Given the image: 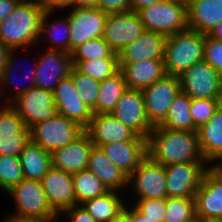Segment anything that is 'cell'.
<instances>
[{
  "label": "cell",
  "mask_w": 222,
  "mask_h": 222,
  "mask_svg": "<svg viewBox=\"0 0 222 222\" xmlns=\"http://www.w3.org/2000/svg\"><path fill=\"white\" fill-rule=\"evenodd\" d=\"M127 90L123 73L119 70L112 77L100 82L96 108L93 114H111Z\"/></svg>",
  "instance_id": "obj_29"
},
{
  "label": "cell",
  "mask_w": 222,
  "mask_h": 222,
  "mask_svg": "<svg viewBox=\"0 0 222 222\" xmlns=\"http://www.w3.org/2000/svg\"><path fill=\"white\" fill-rule=\"evenodd\" d=\"M93 146L89 135L85 132L77 140L51 153L52 167L69 174L87 169Z\"/></svg>",
  "instance_id": "obj_22"
},
{
  "label": "cell",
  "mask_w": 222,
  "mask_h": 222,
  "mask_svg": "<svg viewBox=\"0 0 222 222\" xmlns=\"http://www.w3.org/2000/svg\"><path fill=\"white\" fill-rule=\"evenodd\" d=\"M0 106V154L19 157L30 140V131L9 105Z\"/></svg>",
  "instance_id": "obj_17"
},
{
  "label": "cell",
  "mask_w": 222,
  "mask_h": 222,
  "mask_svg": "<svg viewBox=\"0 0 222 222\" xmlns=\"http://www.w3.org/2000/svg\"><path fill=\"white\" fill-rule=\"evenodd\" d=\"M144 26L137 12L108 14L102 38L110 48L119 54L127 45L144 32Z\"/></svg>",
  "instance_id": "obj_12"
},
{
  "label": "cell",
  "mask_w": 222,
  "mask_h": 222,
  "mask_svg": "<svg viewBox=\"0 0 222 222\" xmlns=\"http://www.w3.org/2000/svg\"><path fill=\"white\" fill-rule=\"evenodd\" d=\"M23 179L19 157L0 154V189L7 192Z\"/></svg>",
  "instance_id": "obj_38"
},
{
  "label": "cell",
  "mask_w": 222,
  "mask_h": 222,
  "mask_svg": "<svg viewBox=\"0 0 222 222\" xmlns=\"http://www.w3.org/2000/svg\"><path fill=\"white\" fill-rule=\"evenodd\" d=\"M72 62L73 66L79 72L88 75L98 82H102L107 78L112 77L120 70L118 59L84 60Z\"/></svg>",
  "instance_id": "obj_35"
},
{
  "label": "cell",
  "mask_w": 222,
  "mask_h": 222,
  "mask_svg": "<svg viewBox=\"0 0 222 222\" xmlns=\"http://www.w3.org/2000/svg\"><path fill=\"white\" fill-rule=\"evenodd\" d=\"M14 197L17 211L14 216L58 218L49 205L40 181L23 179L7 191Z\"/></svg>",
  "instance_id": "obj_9"
},
{
  "label": "cell",
  "mask_w": 222,
  "mask_h": 222,
  "mask_svg": "<svg viewBox=\"0 0 222 222\" xmlns=\"http://www.w3.org/2000/svg\"><path fill=\"white\" fill-rule=\"evenodd\" d=\"M210 168L222 179V160L219 159V164L215 163V165H209Z\"/></svg>",
  "instance_id": "obj_54"
},
{
  "label": "cell",
  "mask_w": 222,
  "mask_h": 222,
  "mask_svg": "<svg viewBox=\"0 0 222 222\" xmlns=\"http://www.w3.org/2000/svg\"><path fill=\"white\" fill-rule=\"evenodd\" d=\"M204 61L210 64L222 76V41L205 35Z\"/></svg>",
  "instance_id": "obj_42"
},
{
  "label": "cell",
  "mask_w": 222,
  "mask_h": 222,
  "mask_svg": "<svg viewBox=\"0 0 222 222\" xmlns=\"http://www.w3.org/2000/svg\"><path fill=\"white\" fill-rule=\"evenodd\" d=\"M109 222H129L128 208H126V206H125L123 212H121L117 217L113 218Z\"/></svg>",
  "instance_id": "obj_53"
},
{
  "label": "cell",
  "mask_w": 222,
  "mask_h": 222,
  "mask_svg": "<svg viewBox=\"0 0 222 222\" xmlns=\"http://www.w3.org/2000/svg\"><path fill=\"white\" fill-rule=\"evenodd\" d=\"M194 200L199 222L222 221V179L211 168L205 172Z\"/></svg>",
  "instance_id": "obj_14"
},
{
  "label": "cell",
  "mask_w": 222,
  "mask_h": 222,
  "mask_svg": "<svg viewBox=\"0 0 222 222\" xmlns=\"http://www.w3.org/2000/svg\"><path fill=\"white\" fill-rule=\"evenodd\" d=\"M40 182L49 205L58 216L77 205L72 174L51 167Z\"/></svg>",
  "instance_id": "obj_18"
},
{
  "label": "cell",
  "mask_w": 222,
  "mask_h": 222,
  "mask_svg": "<svg viewBox=\"0 0 222 222\" xmlns=\"http://www.w3.org/2000/svg\"><path fill=\"white\" fill-rule=\"evenodd\" d=\"M215 40L222 41V22L218 24L209 34Z\"/></svg>",
  "instance_id": "obj_52"
},
{
  "label": "cell",
  "mask_w": 222,
  "mask_h": 222,
  "mask_svg": "<svg viewBox=\"0 0 222 222\" xmlns=\"http://www.w3.org/2000/svg\"><path fill=\"white\" fill-rule=\"evenodd\" d=\"M58 218H33V217H21V216H11L5 217L3 222H54Z\"/></svg>",
  "instance_id": "obj_47"
},
{
  "label": "cell",
  "mask_w": 222,
  "mask_h": 222,
  "mask_svg": "<svg viewBox=\"0 0 222 222\" xmlns=\"http://www.w3.org/2000/svg\"><path fill=\"white\" fill-rule=\"evenodd\" d=\"M71 57L72 61L118 59V54L100 37L79 45L72 51Z\"/></svg>",
  "instance_id": "obj_36"
},
{
  "label": "cell",
  "mask_w": 222,
  "mask_h": 222,
  "mask_svg": "<svg viewBox=\"0 0 222 222\" xmlns=\"http://www.w3.org/2000/svg\"><path fill=\"white\" fill-rule=\"evenodd\" d=\"M9 105L17 112L28 129L58 114L53 92L37 87L30 88L17 96Z\"/></svg>",
  "instance_id": "obj_7"
},
{
  "label": "cell",
  "mask_w": 222,
  "mask_h": 222,
  "mask_svg": "<svg viewBox=\"0 0 222 222\" xmlns=\"http://www.w3.org/2000/svg\"><path fill=\"white\" fill-rule=\"evenodd\" d=\"M147 153L154 161L164 166L206 162L199 147L197 131L154 126L147 139Z\"/></svg>",
  "instance_id": "obj_1"
},
{
  "label": "cell",
  "mask_w": 222,
  "mask_h": 222,
  "mask_svg": "<svg viewBox=\"0 0 222 222\" xmlns=\"http://www.w3.org/2000/svg\"><path fill=\"white\" fill-rule=\"evenodd\" d=\"M98 8L106 14L121 13L131 10L129 0H98Z\"/></svg>",
  "instance_id": "obj_43"
},
{
  "label": "cell",
  "mask_w": 222,
  "mask_h": 222,
  "mask_svg": "<svg viewBox=\"0 0 222 222\" xmlns=\"http://www.w3.org/2000/svg\"><path fill=\"white\" fill-rule=\"evenodd\" d=\"M180 92L179 77L167 74L142 90L146 115L153 126H158L164 121L170 105Z\"/></svg>",
  "instance_id": "obj_8"
},
{
  "label": "cell",
  "mask_w": 222,
  "mask_h": 222,
  "mask_svg": "<svg viewBox=\"0 0 222 222\" xmlns=\"http://www.w3.org/2000/svg\"><path fill=\"white\" fill-rule=\"evenodd\" d=\"M201 153L207 163L222 159V104L212 118L197 130Z\"/></svg>",
  "instance_id": "obj_27"
},
{
  "label": "cell",
  "mask_w": 222,
  "mask_h": 222,
  "mask_svg": "<svg viewBox=\"0 0 222 222\" xmlns=\"http://www.w3.org/2000/svg\"><path fill=\"white\" fill-rule=\"evenodd\" d=\"M10 48L0 41V77L5 68Z\"/></svg>",
  "instance_id": "obj_50"
},
{
  "label": "cell",
  "mask_w": 222,
  "mask_h": 222,
  "mask_svg": "<svg viewBox=\"0 0 222 222\" xmlns=\"http://www.w3.org/2000/svg\"><path fill=\"white\" fill-rule=\"evenodd\" d=\"M164 222H199L194 198H166Z\"/></svg>",
  "instance_id": "obj_34"
},
{
  "label": "cell",
  "mask_w": 222,
  "mask_h": 222,
  "mask_svg": "<svg viewBox=\"0 0 222 222\" xmlns=\"http://www.w3.org/2000/svg\"><path fill=\"white\" fill-rule=\"evenodd\" d=\"M70 77L83 103L93 111L97 104L100 82L79 72L74 66L71 70Z\"/></svg>",
  "instance_id": "obj_37"
},
{
  "label": "cell",
  "mask_w": 222,
  "mask_h": 222,
  "mask_svg": "<svg viewBox=\"0 0 222 222\" xmlns=\"http://www.w3.org/2000/svg\"><path fill=\"white\" fill-rule=\"evenodd\" d=\"M207 162L178 163L165 166L168 197L194 198L205 172Z\"/></svg>",
  "instance_id": "obj_10"
},
{
  "label": "cell",
  "mask_w": 222,
  "mask_h": 222,
  "mask_svg": "<svg viewBox=\"0 0 222 222\" xmlns=\"http://www.w3.org/2000/svg\"><path fill=\"white\" fill-rule=\"evenodd\" d=\"M130 208V209H129ZM128 208L129 222H155L144 215H141L134 207Z\"/></svg>",
  "instance_id": "obj_49"
},
{
  "label": "cell",
  "mask_w": 222,
  "mask_h": 222,
  "mask_svg": "<svg viewBox=\"0 0 222 222\" xmlns=\"http://www.w3.org/2000/svg\"><path fill=\"white\" fill-rule=\"evenodd\" d=\"M87 168L98 177L109 190L118 191L128 186V176L105 155L100 147H92Z\"/></svg>",
  "instance_id": "obj_26"
},
{
  "label": "cell",
  "mask_w": 222,
  "mask_h": 222,
  "mask_svg": "<svg viewBox=\"0 0 222 222\" xmlns=\"http://www.w3.org/2000/svg\"><path fill=\"white\" fill-rule=\"evenodd\" d=\"M222 104V99H191V117L194 131L206 124Z\"/></svg>",
  "instance_id": "obj_39"
},
{
  "label": "cell",
  "mask_w": 222,
  "mask_h": 222,
  "mask_svg": "<svg viewBox=\"0 0 222 222\" xmlns=\"http://www.w3.org/2000/svg\"><path fill=\"white\" fill-rule=\"evenodd\" d=\"M21 0H0V22L7 18Z\"/></svg>",
  "instance_id": "obj_45"
},
{
  "label": "cell",
  "mask_w": 222,
  "mask_h": 222,
  "mask_svg": "<svg viewBox=\"0 0 222 222\" xmlns=\"http://www.w3.org/2000/svg\"><path fill=\"white\" fill-rule=\"evenodd\" d=\"M24 179L41 181L52 167L51 153L31 140L24 146L19 155Z\"/></svg>",
  "instance_id": "obj_28"
},
{
  "label": "cell",
  "mask_w": 222,
  "mask_h": 222,
  "mask_svg": "<svg viewBox=\"0 0 222 222\" xmlns=\"http://www.w3.org/2000/svg\"><path fill=\"white\" fill-rule=\"evenodd\" d=\"M108 14L98 7L71 9L68 14L70 54L79 45L102 37Z\"/></svg>",
  "instance_id": "obj_13"
},
{
  "label": "cell",
  "mask_w": 222,
  "mask_h": 222,
  "mask_svg": "<svg viewBox=\"0 0 222 222\" xmlns=\"http://www.w3.org/2000/svg\"><path fill=\"white\" fill-rule=\"evenodd\" d=\"M62 213L66 214L70 222H97L82 205L73 206Z\"/></svg>",
  "instance_id": "obj_44"
},
{
  "label": "cell",
  "mask_w": 222,
  "mask_h": 222,
  "mask_svg": "<svg viewBox=\"0 0 222 222\" xmlns=\"http://www.w3.org/2000/svg\"><path fill=\"white\" fill-rule=\"evenodd\" d=\"M204 43L205 34L190 29L167 36L163 59L166 74L180 76L203 61Z\"/></svg>",
  "instance_id": "obj_3"
},
{
  "label": "cell",
  "mask_w": 222,
  "mask_h": 222,
  "mask_svg": "<svg viewBox=\"0 0 222 222\" xmlns=\"http://www.w3.org/2000/svg\"><path fill=\"white\" fill-rule=\"evenodd\" d=\"M41 3L47 10H61L69 6L73 7V0H42Z\"/></svg>",
  "instance_id": "obj_46"
},
{
  "label": "cell",
  "mask_w": 222,
  "mask_h": 222,
  "mask_svg": "<svg viewBox=\"0 0 222 222\" xmlns=\"http://www.w3.org/2000/svg\"><path fill=\"white\" fill-rule=\"evenodd\" d=\"M119 68L128 89L143 90L166 75L163 59L119 63Z\"/></svg>",
  "instance_id": "obj_24"
},
{
  "label": "cell",
  "mask_w": 222,
  "mask_h": 222,
  "mask_svg": "<svg viewBox=\"0 0 222 222\" xmlns=\"http://www.w3.org/2000/svg\"><path fill=\"white\" fill-rule=\"evenodd\" d=\"M99 147L127 176H129L148 155L147 139L140 136H137L132 141L112 142Z\"/></svg>",
  "instance_id": "obj_21"
},
{
  "label": "cell",
  "mask_w": 222,
  "mask_h": 222,
  "mask_svg": "<svg viewBox=\"0 0 222 222\" xmlns=\"http://www.w3.org/2000/svg\"><path fill=\"white\" fill-rule=\"evenodd\" d=\"M111 115L145 139L154 128L146 115L142 90L127 88Z\"/></svg>",
  "instance_id": "obj_16"
},
{
  "label": "cell",
  "mask_w": 222,
  "mask_h": 222,
  "mask_svg": "<svg viewBox=\"0 0 222 222\" xmlns=\"http://www.w3.org/2000/svg\"><path fill=\"white\" fill-rule=\"evenodd\" d=\"M187 15L190 30L209 35L222 22V0H189Z\"/></svg>",
  "instance_id": "obj_25"
},
{
  "label": "cell",
  "mask_w": 222,
  "mask_h": 222,
  "mask_svg": "<svg viewBox=\"0 0 222 222\" xmlns=\"http://www.w3.org/2000/svg\"><path fill=\"white\" fill-rule=\"evenodd\" d=\"M180 1H183V2L187 3L189 0H180Z\"/></svg>",
  "instance_id": "obj_55"
},
{
  "label": "cell",
  "mask_w": 222,
  "mask_h": 222,
  "mask_svg": "<svg viewBox=\"0 0 222 222\" xmlns=\"http://www.w3.org/2000/svg\"><path fill=\"white\" fill-rule=\"evenodd\" d=\"M118 191L110 190L106 194L86 200L81 205L97 222H109L123 212L125 203Z\"/></svg>",
  "instance_id": "obj_30"
},
{
  "label": "cell",
  "mask_w": 222,
  "mask_h": 222,
  "mask_svg": "<svg viewBox=\"0 0 222 222\" xmlns=\"http://www.w3.org/2000/svg\"><path fill=\"white\" fill-rule=\"evenodd\" d=\"M55 12L54 10H47L42 16L40 27V38L43 37V33H48L49 38V50H61L70 53V30L68 16L65 18L56 19L52 24H48V17ZM48 26V27H47ZM60 28V29H59ZM61 35V36H60ZM53 44V45H52Z\"/></svg>",
  "instance_id": "obj_32"
},
{
  "label": "cell",
  "mask_w": 222,
  "mask_h": 222,
  "mask_svg": "<svg viewBox=\"0 0 222 222\" xmlns=\"http://www.w3.org/2000/svg\"><path fill=\"white\" fill-rule=\"evenodd\" d=\"M29 131L33 143L52 153L81 137L85 133V127L57 114L49 120L36 123Z\"/></svg>",
  "instance_id": "obj_5"
},
{
  "label": "cell",
  "mask_w": 222,
  "mask_h": 222,
  "mask_svg": "<svg viewBox=\"0 0 222 222\" xmlns=\"http://www.w3.org/2000/svg\"><path fill=\"white\" fill-rule=\"evenodd\" d=\"M18 50L17 49H11L10 50V52H9V54H8V57H7V62H6V64H5V68H4V70H3V73L1 74V77H0V95L1 96H3V92H1V88H2V86L3 87H5V86H9V84H12L13 85V78H12V74H14V73H12V71H13V67L15 66L14 65V62H13V59L15 60V58L13 57L14 56V54L17 52ZM13 55V56H12ZM16 69V68H15ZM31 73H27L28 75L27 76H30L31 78H30V84H29V86H24V85H22V87L20 88V87H18V88H16L17 90L16 91H14L13 93H15L14 95H13V98L11 99L10 98V100H3L2 101V103H4V104H9L11 101H13V99L14 98H16L17 96H19V95H21V94H23L24 92H27L30 88H33V87H35V73H36V66L34 65V67H33V69H32V71H30ZM12 80V81H11ZM7 84V85H6ZM5 85V86H4ZM14 86V85H13ZM0 96V98H3V97H1Z\"/></svg>",
  "instance_id": "obj_40"
},
{
  "label": "cell",
  "mask_w": 222,
  "mask_h": 222,
  "mask_svg": "<svg viewBox=\"0 0 222 222\" xmlns=\"http://www.w3.org/2000/svg\"><path fill=\"white\" fill-rule=\"evenodd\" d=\"M141 215L155 222H164L166 199H138L133 206Z\"/></svg>",
  "instance_id": "obj_41"
},
{
  "label": "cell",
  "mask_w": 222,
  "mask_h": 222,
  "mask_svg": "<svg viewBox=\"0 0 222 222\" xmlns=\"http://www.w3.org/2000/svg\"><path fill=\"white\" fill-rule=\"evenodd\" d=\"M44 5L39 1L21 0L11 14L0 22V41L10 49H22L40 41Z\"/></svg>",
  "instance_id": "obj_2"
},
{
  "label": "cell",
  "mask_w": 222,
  "mask_h": 222,
  "mask_svg": "<svg viewBox=\"0 0 222 222\" xmlns=\"http://www.w3.org/2000/svg\"><path fill=\"white\" fill-rule=\"evenodd\" d=\"M162 0H129L130 9L134 12H138L140 9L148 7L152 4L161 2Z\"/></svg>",
  "instance_id": "obj_48"
},
{
  "label": "cell",
  "mask_w": 222,
  "mask_h": 222,
  "mask_svg": "<svg viewBox=\"0 0 222 222\" xmlns=\"http://www.w3.org/2000/svg\"><path fill=\"white\" fill-rule=\"evenodd\" d=\"M53 96L58 114L81 124L85 128L89 125L93 115L92 110L81 100L70 76L58 83L53 91Z\"/></svg>",
  "instance_id": "obj_19"
},
{
  "label": "cell",
  "mask_w": 222,
  "mask_h": 222,
  "mask_svg": "<svg viewBox=\"0 0 222 222\" xmlns=\"http://www.w3.org/2000/svg\"><path fill=\"white\" fill-rule=\"evenodd\" d=\"M190 106L191 98L181 91L170 105L167 117L158 127L194 131Z\"/></svg>",
  "instance_id": "obj_31"
},
{
  "label": "cell",
  "mask_w": 222,
  "mask_h": 222,
  "mask_svg": "<svg viewBox=\"0 0 222 222\" xmlns=\"http://www.w3.org/2000/svg\"><path fill=\"white\" fill-rule=\"evenodd\" d=\"M72 180L77 205L110 191L88 168L72 174Z\"/></svg>",
  "instance_id": "obj_33"
},
{
  "label": "cell",
  "mask_w": 222,
  "mask_h": 222,
  "mask_svg": "<svg viewBox=\"0 0 222 222\" xmlns=\"http://www.w3.org/2000/svg\"><path fill=\"white\" fill-rule=\"evenodd\" d=\"M137 13L148 31L169 36L189 29L187 3L180 0H162Z\"/></svg>",
  "instance_id": "obj_4"
},
{
  "label": "cell",
  "mask_w": 222,
  "mask_h": 222,
  "mask_svg": "<svg viewBox=\"0 0 222 222\" xmlns=\"http://www.w3.org/2000/svg\"><path fill=\"white\" fill-rule=\"evenodd\" d=\"M74 8L98 7V0H73Z\"/></svg>",
  "instance_id": "obj_51"
},
{
  "label": "cell",
  "mask_w": 222,
  "mask_h": 222,
  "mask_svg": "<svg viewBox=\"0 0 222 222\" xmlns=\"http://www.w3.org/2000/svg\"><path fill=\"white\" fill-rule=\"evenodd\" d=\"M165 166L147 155L128 176L138 199H166Z\"/></svg>",
  "instance_id": "obj_11"
},
{
  "label": "cell",
  "mask_w": 222,
  "mask_h": 222,
  "mask_svg": "<svg viewBox=\"0 0 222 222\" xmlns=\"http://www.w3.org/2000/svg\"><path fill=\"white\" fill-rule=\"evenodd\" d=\"M178 77L181 91L191 99H222V76L204 60Z\"/></svg>",
  "instance_id": "obj_6"
},
{
  "label": "cell",
  "mask_w": 222,
  "mask_h": 222,
  "mask_svg": "<svg viewBox=\"0 0 222 222\" xmlns=\"http://www.w3.org/2000/svg\"><path fill=\"white\" fill-rule=\"evenodd\" d=\"M94 146L120 141H132L138 135L111 114H93L85 128Z\"/></svg>",
  "instance_id": "obj_20"
},
{
  "label": "cell",
  "mask_w": 222,
  "mask_h": 222,
  "mask_svg": "<svg viewBox=\"0 0 222 222\" xmlns=\"http://www.w3.org/2000/svg\"><path fill=\"white\" fill-rule=\"evenodd\" d=\"M41 55L35 63V87L53 92L62 79L70 76L72 57L68 52L49 49Z\"/></svg>",
  "instance_id": "obj_15"
},
{
  "label": "cell",
  "mask_w": 222,
  "mask_h": 222,
  "mask_svg": "<svg viewBox=\"0 0 222 222\" xmlns=\"http://www.w3.org/2000/svg\"><path fill=\"white\" fill-rule=\"evenodd\" d=\"M167 36L144 30L139 38L127 45L119 54V63H134L148 59H164Z\"/></svg>",
  "instance_id": "obj_23"
}]
</instances>
